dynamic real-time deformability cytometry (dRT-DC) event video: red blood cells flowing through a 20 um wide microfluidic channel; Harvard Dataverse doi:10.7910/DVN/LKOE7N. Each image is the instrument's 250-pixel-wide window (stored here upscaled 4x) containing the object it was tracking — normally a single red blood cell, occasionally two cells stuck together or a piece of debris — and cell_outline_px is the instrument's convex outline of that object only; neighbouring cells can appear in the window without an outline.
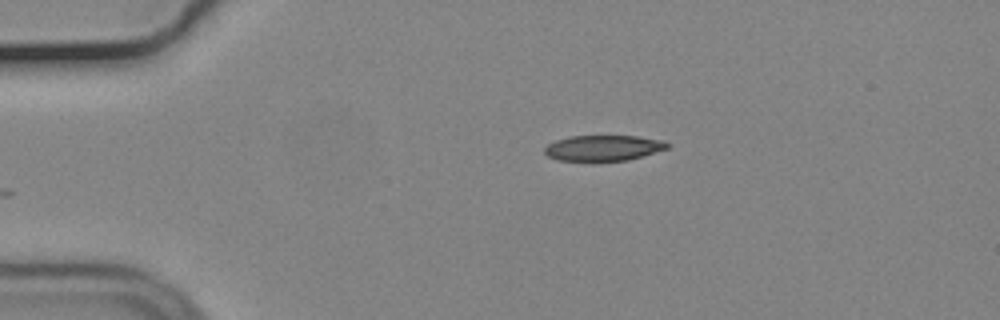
{"species": "common noctule bat (a hibernating species)", "species_latin": "Nyctalus noctula", "temperature_condition": "cold", "stored_images_in_passage": 45, "camera_frame_rate_fps": 3000, "um_per_image_px": 0.085, "animal": {"sex": "male", "body_mass_g": 19.2, "forearm_length_mm": 51.8}, "frame": {"image": 1, "passage_image": 1, "time_ms": 0.0, "image_size_px": [1000, 320], "cell_outline_px": [[668, 148], [628, 160], [556, 160], [548, 156], [544, 152], [544, 148], [548, 144], [556, 140], [568, 136], [636, 136], [664, 140], [668, 144]], "centroid_in_image_um": [51.26, 12.56], "position_along_channel_um": 33.7, "area_um2": 18.09}}
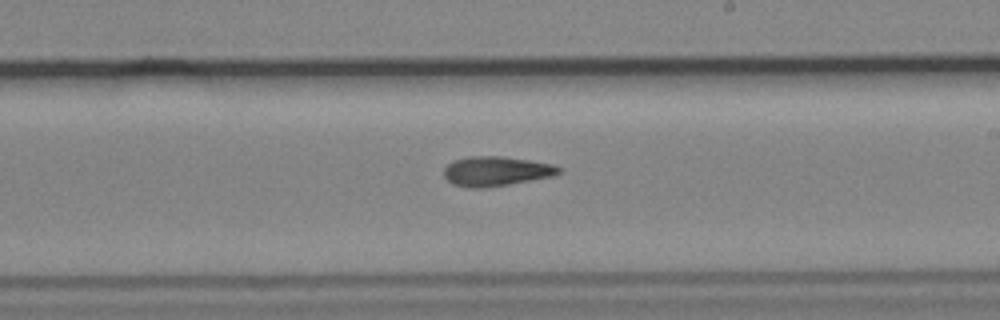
{"frame": {"image": 2, "passage_image": 22, "time_ms": 7.0, "image_size_px": [1000, 320], "cell_outline_px": [[560, 172], [556, 176], [508, 184], [480, 188], [468, 188], [452, 184], [444, 176], [444, 168], [452, 160], [468, 156], [500, 156], [528, 160], [552, 164], [560, 168]], "centroid_in_image_um": [42.14, 14.55], "position_along_channel_um": 246.9, "area_um2": 19.83}}
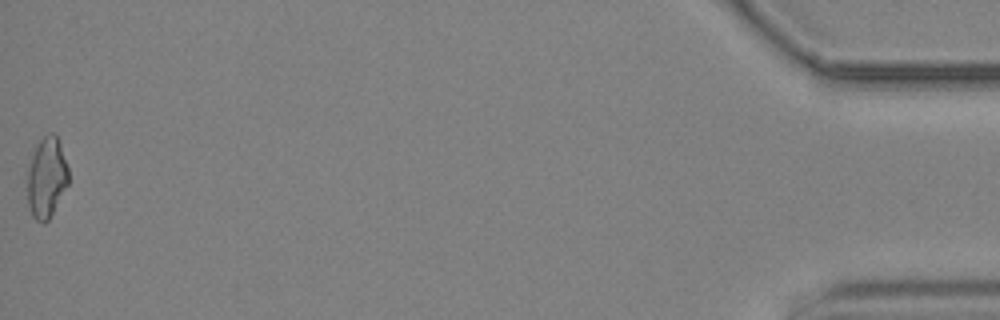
{"frame": {"image": 3, "passage_image": 45, "time_ms": 14.667, "image_size_px": [1000, 320], "cell_outline_px": [[68, 184], [48, 220], [44, 224], [36, 220], [32, 216], [28, 208], [28, 168], [32, 156], [40, 140], [48, 132], [56, 132], [68, 168]], "centroid_in_image_um": [3.96, 15.09], "position_along_channel_um": 431.2, "area_um2": 19.13}, "authors_computed_cell_mechanics": {"area_um2": 19.363, "velocity_mm_per_s": 3.7071, "shape_relaxation_time_tau1_ms": 7.1048, "shape_relaxation_time_tau2_ms": 4.9451, "deformation_change_tau1": 0.1691, "deformation_change_tau2": 0.1391}}